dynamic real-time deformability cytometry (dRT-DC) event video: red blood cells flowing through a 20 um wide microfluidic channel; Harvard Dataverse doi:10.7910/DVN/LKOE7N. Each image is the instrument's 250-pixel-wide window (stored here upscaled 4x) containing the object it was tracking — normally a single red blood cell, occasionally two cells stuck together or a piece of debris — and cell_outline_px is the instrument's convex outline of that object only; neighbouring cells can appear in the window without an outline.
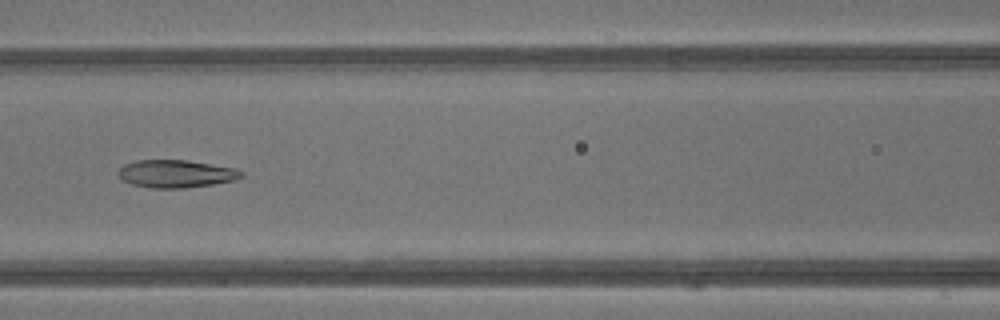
{"species": "common noctule bat (a hibernating species)", "species_latin": "Nyctalus noctula", "temperature_condition": "warm", "stored_images_in_passage": 41, "camera_frame_rate_fps": 3000, "um_per_image_px": 0.085, "animal": {"sex": "male", "body_mass_g": 13.3}, "frame": {"image": 1, "passage_image": 17, "time_ms": 5.333, "image_size_px": [1000, 320], "cell_outline_px": [[244, 176], [236, 180], [212, 184], [184, 188], [152, 188], [132, 184], [124, 180], [116, 172], [124, 164], [136, 160], [188, 160], [236, 168], [244, 172]], "centroid_in_image_um": [14.99, 14.76], "position_along_channel_um": 151.6, "area_um2": 19.94}}
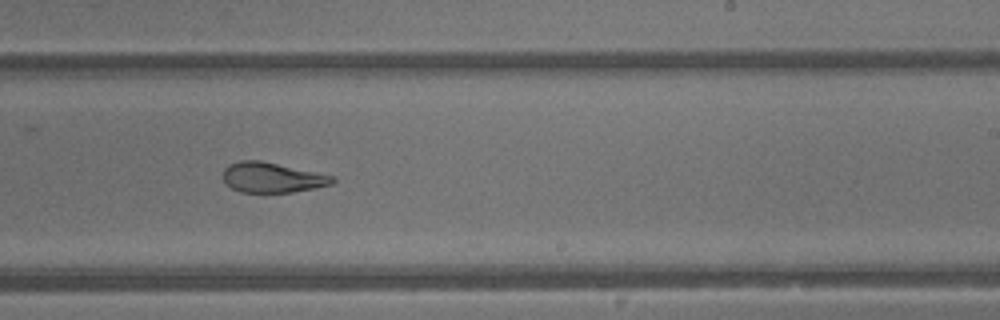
{"frame": {"image": 2, "passage_image": 24, "time_ms": 7.667, "image_size_px": [1000, 320], "cell_outline_px": [[336, 180], [332, 184], [316, 188], [292, 192], [240, 192], [232, 188], [224, 180], [224, 168], [228, 164], [240, 160], [260, 160], [336, 176]], "centroid_in_image_um": [23.16, 15.08], "position_along_channel_um": 265.8, "area_um2": 19.25}}
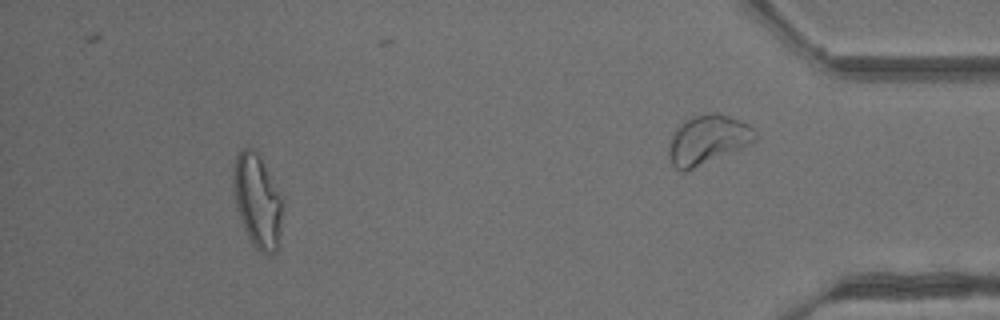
{"frame": {"image": 3, "passage_image": 37, "time_ms": 12.0, "image_size_px": [1000, 320], "cell_outline_px": [[284, 204], [280, 232], [276, 252], [268, 256], [260, 252], [252, 244], [244, 228], [236, 204], [232, 188], [232, 176], [236, 156], [240, 148], [252, 148], [260, 156], [284, 200]], "centroid_in_image_um": [21.89, 17.07], "position_along_channel_um": 413.3, "area_um2": 27.11}, "authors_computed_cell_mechanics": {"area_um2": 23.409, "velocity_mm_per_s": 4.9166, "shape_relaxation_time_tau1_ms": 4.595, "shape_relaxation_time_tau2_ms": 1.6178, "deformation_change_tau1": 0.2051, "deformation_change_tau2": 0.1016}}